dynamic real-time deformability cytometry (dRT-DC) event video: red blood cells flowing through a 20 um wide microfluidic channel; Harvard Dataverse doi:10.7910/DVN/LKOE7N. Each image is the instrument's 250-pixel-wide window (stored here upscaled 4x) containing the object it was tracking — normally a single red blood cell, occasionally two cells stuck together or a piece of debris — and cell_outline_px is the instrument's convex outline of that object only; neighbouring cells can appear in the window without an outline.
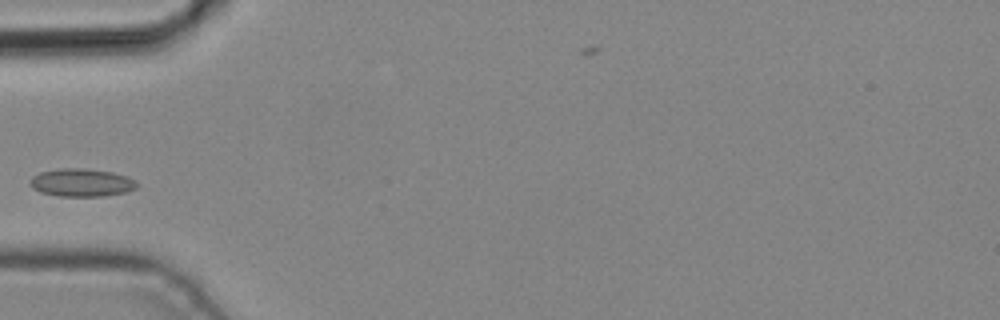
{"species": "common noctule bat (a hibernating species)", "species_latin": "Nyctalus noctula", "temperature_condition": "cold", "stored_images_in_passage": 3, "camera_frame_rate_fps": 3000, "um_per_image_px": 0.085, "animal": {"sex": "male", "body_mass_g": 19.2, "forearm_length_mm": 51.8}, "frame": {"image": 1, "passage_image": 3, "time_ms": 0.667, "image_size_px": [1000, 320], "cell_outline_px": [[140, 184], [136, 188], [124, 192], [104, 196], [56, 196], [40, 192], [32, 188], [28, 184], [28, 180], [32, 176], [40, 172], [60, 168], [84, 168], [112, 172], [128, 176], [136, 180]], "centroid_in_image_um": [6.91, 15.52], "position_along_channel_um": 78.1, "area_um2": 17.69}}